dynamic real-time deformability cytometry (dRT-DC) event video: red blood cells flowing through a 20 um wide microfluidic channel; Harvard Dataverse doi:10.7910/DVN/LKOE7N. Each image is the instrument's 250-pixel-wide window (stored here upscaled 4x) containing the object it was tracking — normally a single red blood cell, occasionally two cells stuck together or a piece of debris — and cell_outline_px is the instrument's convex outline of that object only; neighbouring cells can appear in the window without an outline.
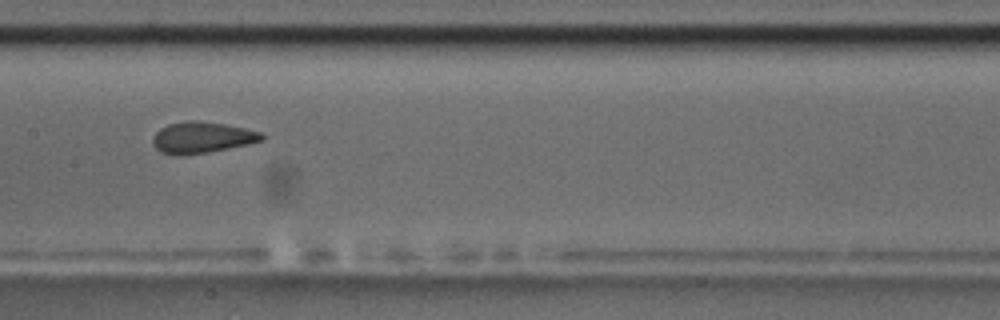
{"species": "common noctule bat (a hibernating species)", "species_latin": "Nyctalus noctula", "temperature_condition": "room temperature", "stored_images_in_passage": 13, "camera_frame_rate_fps": 3000, "um_per_image_px": 0.085, "animal": {"sex": "male", "body_mass_g": 17.5, "forearm_length_mm": 52.3}, "frame": {"image": 1, "passage_image": 7, "time_ms": 7.0, "image_size_px": [1000, 320], "cell_outline_px": [[264, 140], [248, 144], [228, 148], [180, 156], [176, 156], [160, 152], [152, 144], [152, 136], [160, 128], [168, 124], [188, 120], [200, 120], [224, 124], [264, 132]], "centroid_in_image_um": [17.14, 11.68], "position_along_channel_um": 190.3, "area_um2": 20.0}, "authors_computed_cell_mechanics": {"area_um2": 19.9988, "velocity_mm_per_s": 3.5403, "shape_relaxation_time_tau1_ms": 5.0692, "shape_relaxation_time_tau2_ms": 1.8754, "deformation_change_tau1": 0.1529, "deformation_change_tau2": 0.0686}}